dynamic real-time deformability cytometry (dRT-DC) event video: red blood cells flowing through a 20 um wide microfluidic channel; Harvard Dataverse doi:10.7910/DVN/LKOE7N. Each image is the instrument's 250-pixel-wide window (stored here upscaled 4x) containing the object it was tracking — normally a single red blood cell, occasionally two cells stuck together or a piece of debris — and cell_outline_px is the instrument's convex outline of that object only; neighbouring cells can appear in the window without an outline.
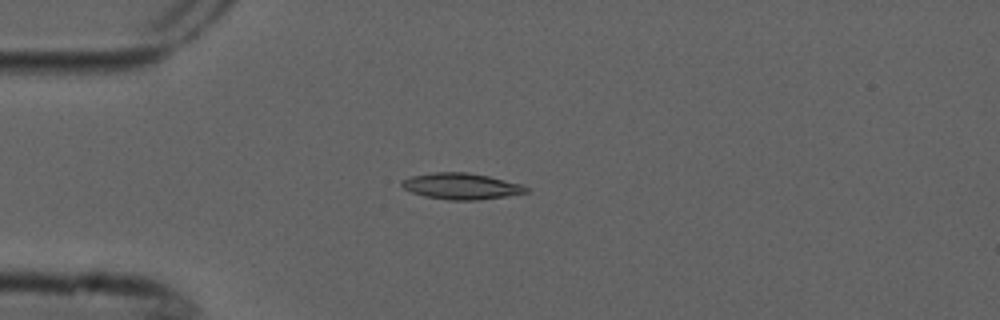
{"species": "common noctule bat (a hibernating species)", "species_latin": "Nyctalus noctula", "temperature_condition": "cold", "stored_images_in_passage": 4, "camera_frame_rate_fps": 3000, "um_per_image_px": 0.085, "animal": {"sex": "male", "forearm_length_mm": 52.5}, "frame": {"image": 1, "passage_image": 1, "time_ms": 0.0, "image_size_px": [1000, 320], "cell_outline_px": [[528, 192], [480, 200], [448, 200], [424, 196], [412, 192], [404, 188], [400, 184], [400, 180], [412, 176], [432, 172], [468, 172], [488, 176], [524, 184], [528, 188]], "centroid_in_image_um": [39.2, 15.82], "position_along_channel_um": 45.8, "area_um2": 19.07}}
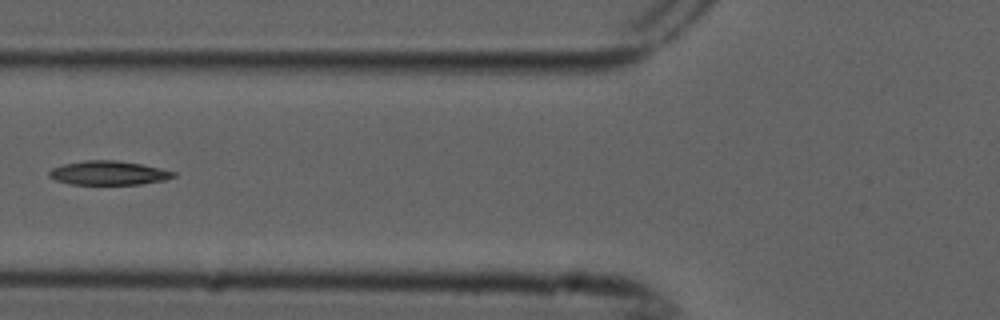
{"frame": {"image": 2, "passage_image": 3, "time_ms": 0.667, "image_size_px": [1000, 320], "cell_outline_px": [[176, 176], [164, 180], [140, 184], [72, 184], [56, 180], [48, 176], [48, 172], [52, 168], [64, 164], [84, 160], [116, 160], [140, 164], [160, 168], [176, 172]], "centroid_in_image_um": [9.22, 14.7], "position_along_channel_um": 116.6, "area_um2": 17.28}}
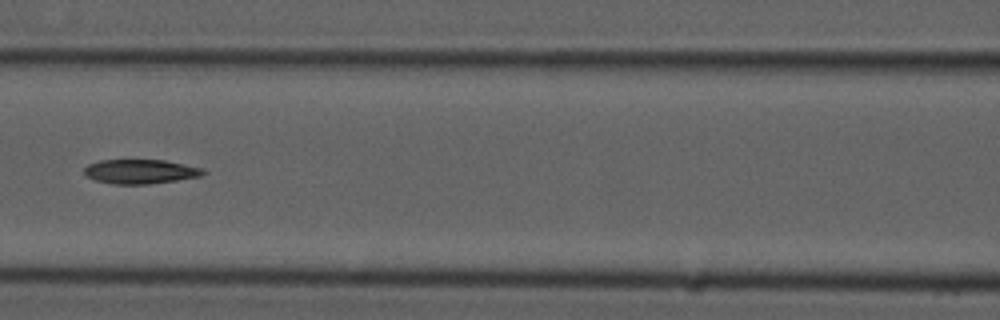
{"frame": {"image": 3, "passage_image": 4, "time_ms": 1.0, "image_size_px": [1000, 320], "cell_outline_px": [[208, 172], [200, 176], [176, 180], [148, 184], [116, 184], [96, 180], [88, 176], [84, 172], [84, 168], [88, 164], [100, 160], [164, 160], [204, 168]], "centroid_in_image_um": [11.97, 14.57], "position_along_channel_um": 154.6, "area_um2": 16.76}}